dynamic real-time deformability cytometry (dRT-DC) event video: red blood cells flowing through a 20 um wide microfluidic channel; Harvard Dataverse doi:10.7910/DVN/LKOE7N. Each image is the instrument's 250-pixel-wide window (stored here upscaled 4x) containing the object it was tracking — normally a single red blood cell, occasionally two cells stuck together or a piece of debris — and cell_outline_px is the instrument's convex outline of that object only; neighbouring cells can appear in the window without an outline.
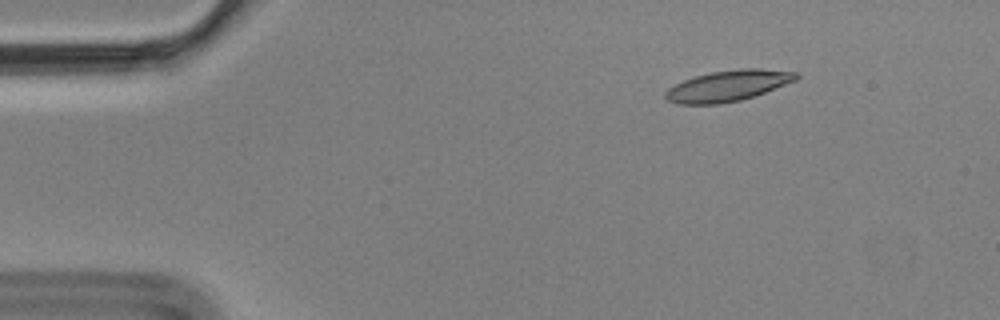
{"species": "Egyptian fruit bat (a non-hibernating species)", "species_latin": "Rousettus aegyptiacus", "temperature_condition": "cold", "stored_images_in_passage": 5, "camera_frame_rate_fps": 3000, "um_per_image_px": 0.085, "animal": {"sex": "male"}, "frame": {"image": 1, "passage_image": 2, "time_ms": 0.333, "image_size_px": [1000, 320], "cell_outline_px": [[800, 76], [796, 80], [764, 92], [740, 100], [720, 104], [676, 104], [668, 100], [664, 96], [664, 92], [668, 88], [684, 80], [696, 76], [712, 72], [740, 68], [760, 68], [800, 72]], "centroid_in_image_um": [61.88, 7.28], "position_along_channel_um": 23.1, "area_um2": 23.47}}